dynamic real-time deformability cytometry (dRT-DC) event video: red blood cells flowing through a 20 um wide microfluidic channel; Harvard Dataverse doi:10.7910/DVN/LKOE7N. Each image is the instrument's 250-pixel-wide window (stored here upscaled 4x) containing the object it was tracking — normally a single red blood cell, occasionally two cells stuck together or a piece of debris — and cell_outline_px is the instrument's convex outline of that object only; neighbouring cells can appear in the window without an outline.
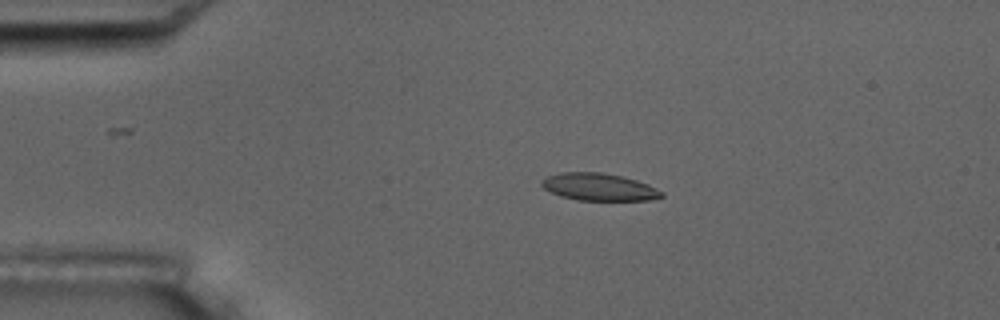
{"species": "common noctule bat (a hibernating species)", "species_latin": "Nyctalus noctula", "temperature_condition": "room temperature", "stored_images_in_passage": 9, "camera_frame_rate_fps": 3000, "um_per_image_px": 0.085, "animal": {"sex": "male", "body_mass_g": 17.5, "forearm_length_mm": 52.3}, "frame": {"image": 1, "passage_image": 3, "time_ms": 2.333, "image_size_px": [1000, 320], "cell_outline_px": [[664, 196], [648, 200], [576, 200], [560, 196], [544, 188], [540, 184], [540, 180], [548, 176], [560, 172], [600, 172], [620, 176], [636, 180], [648, 184], [664, 192]], "centroid_in_image_um": [50.89, 15.89], "position_along_channel_um": 34.1, "area_um2": 19.07}}
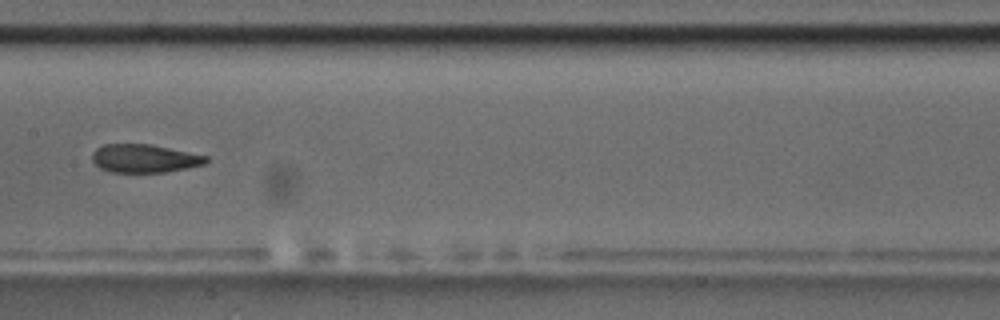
{"frame": {"image": 2, "passage_image": 8, "time_ms": 8.0, "image_size_px": [1000, 320], "cell_outline_px": [[208, 160], [204, 164], [164, 172], [112, 172], [100, 168], [92, 160], [92, 152], [96, 148], [104, 144], [148, 144], [208, 156]], "centroid_in_image_um": [12.23, 13.46], "position_along_channel_um": 195.2, "area_um2": 18.5}}